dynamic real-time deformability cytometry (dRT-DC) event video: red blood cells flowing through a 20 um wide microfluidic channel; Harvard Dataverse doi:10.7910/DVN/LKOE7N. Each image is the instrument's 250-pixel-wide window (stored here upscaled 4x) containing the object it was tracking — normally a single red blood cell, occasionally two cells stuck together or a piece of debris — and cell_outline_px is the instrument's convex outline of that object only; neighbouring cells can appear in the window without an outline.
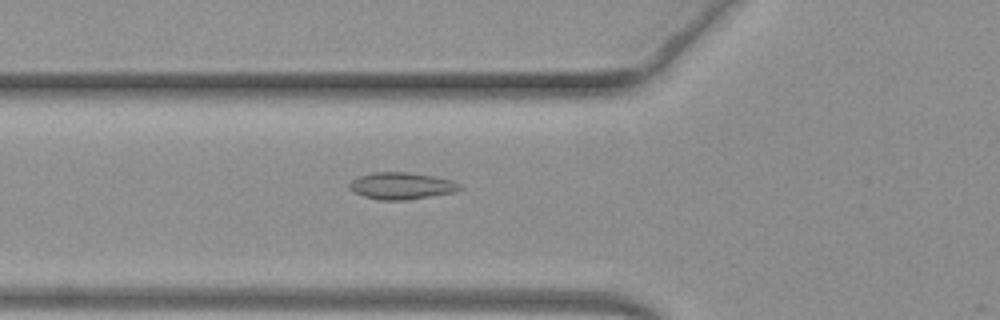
{"species": "common noctule bat (a hibernating species)", "species_latin": "Nyctalus noctula", "temperature_condition": "warm", "stored_images_in_passage": 27, "camera_frame_rate_fps": 3000, "um_per_image_px": 0.085, "animal": {"sex": "female", "body_mass_g": 19.3, "forearm_length_mm": 54.1}, "frame": {"image": 1, "passage_image": 2, "time_ms": 0.333, "image_size_px": [1000, 320], "cell_outline_px": [[464, 188], [456, 192], [408, 200], [376, 200], [352, 192], [348, 188], [348, 184], [352, 180], [360, 176], [372, 172], [408, 172], [432, 176], [452, 180], [460, 184]], "centroid_in_image_um": [34.12, 15.81], "position_along_channel_um": 91.7, "area_um2": 17.51}}
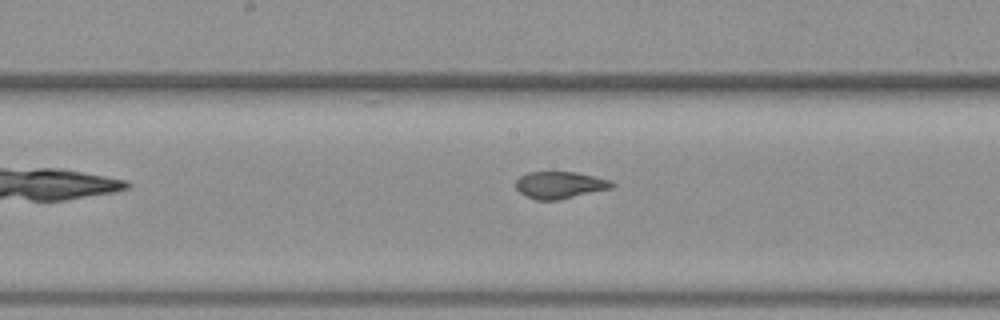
{"frame": {"image": 2, "passage_image": 10, "time_ms": 3.0, "image_size_px": [1000, 320], "cell_outline_px": [[616, 184], [612, 188], [560, 200], [536, 200], [520, 192], [516, 188], [516, 180], [520, 176], [528, 172], [576, 172], [612, 180]], "centroid_in_image_um": [47.62, 15.72], "position_along_channel_um": 200.6, "area_um2": 15.2}}
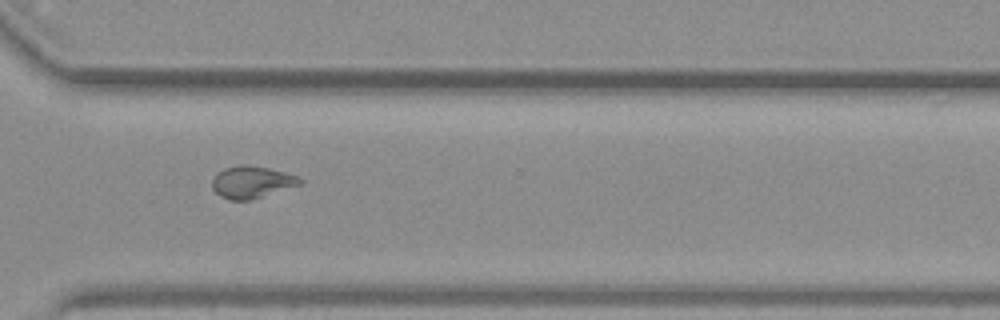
{"frame": {"image": 3, "passage_image": 21, "time_ms": 6.667, "image_size_px": [1000, 320], "cell_outline_px": [[304, 184], [248, 200], [228, 200], [220, 196], [212, 188], [212, 180], [216, 172], [224, 168], [240, 164], [248, 164], [268, 168], [284, 172], [296, 176], [304, 180]], "centroid_in_image_um": [21.39, 15.47], "position_along_channel_um": 349.2, "area_um2": 16.53}}